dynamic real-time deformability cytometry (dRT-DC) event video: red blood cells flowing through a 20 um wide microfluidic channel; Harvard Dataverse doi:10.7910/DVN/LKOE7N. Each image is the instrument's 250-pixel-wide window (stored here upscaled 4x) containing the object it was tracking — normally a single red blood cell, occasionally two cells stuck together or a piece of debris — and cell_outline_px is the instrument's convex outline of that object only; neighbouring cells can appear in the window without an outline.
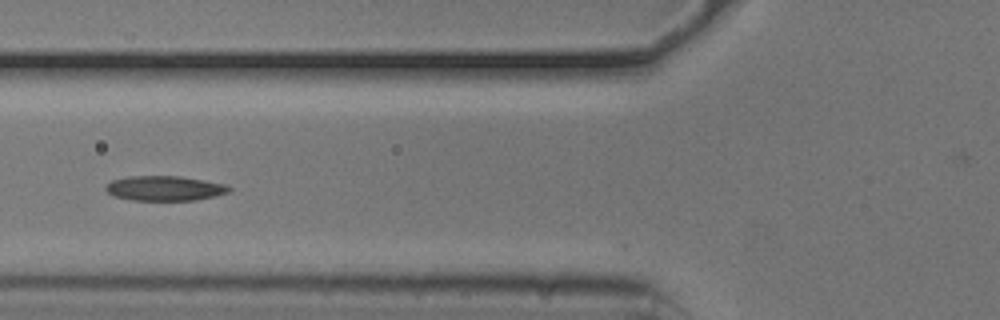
{"species": "common noctule bat (a hibernating species)", "species_latin": "Nyctalus noctula", "temperature_condition": "cold", "stored_images_in_passage": 31, "camera_frame_rate_fps": 3000, "um_per_image_px": 0.085, "animal": {"sex": "male", "body_mass_g": 20.5, "forearm_length_mm": 52.5}, "frame": {"image": 1, "passage_image": 2, "time_ms": 0.333, "image_size_px": [1000, 320], "cell_outline_px": [[232, 188], [228, 192], [216, 196], [196, 200], [132, 200], [112, 196], [104, 188], [112, 180], [128, 176], [180, 176], [204, 180], [224, 184]], "centroid_in_image_um": [13.99, 16.0], "position_along_channel_um": 111.8, "area_um2": 17.86}}
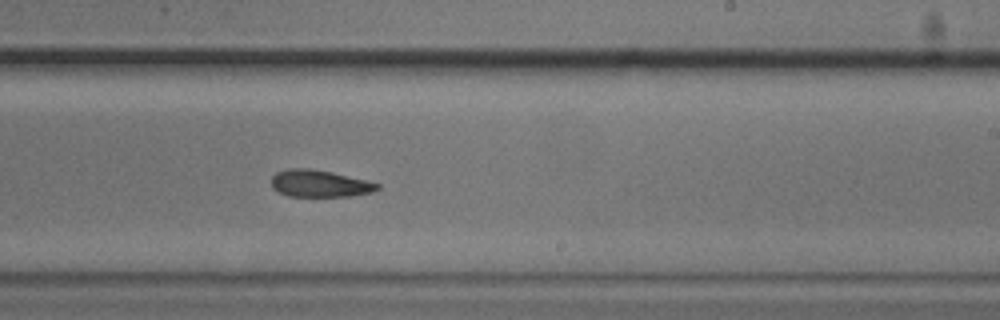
{"frame": {"image": 2, "passage_image": 14, "time_ms": 4.333, "image_size_px": [1000, 320], "cell_outline_px": [[380, 188], [372, 192], [352, 196], [288, 196], [272, 188], [272, 176], [276, 172], [288, 168], [308, 168], [332, 172], [380, 184]], "centroid_in_image_um": [27.15, 15.6], "position_along_channel_um": 261.9, "area_um2": 16.59}}
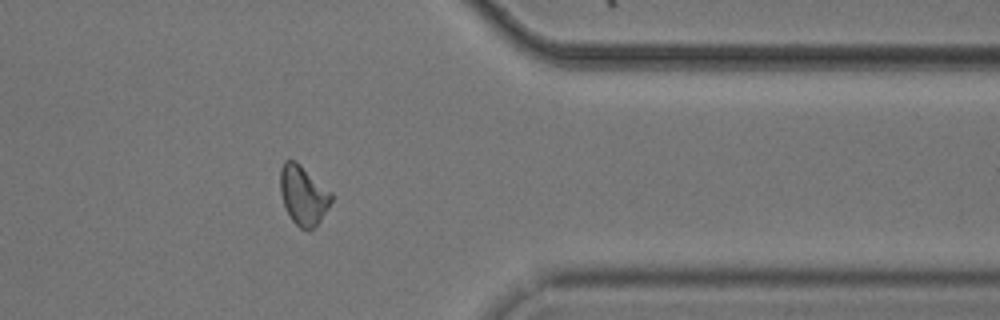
{"frame": {"image": 3, "passage_image": 25, "time_ms": 8.0, "image_size_px": [1000, 320], "cell_outline_px": [[332, 200], [328, 208], [320, 220], [308, 232], [300, 228], [292, 220], [284, 204], [280, 192], [280, 168], [284, 160], [296, 160], [332, 192]], "centroid_in_image_um": [25.78, 16.57], "position_along_channel_um": 385.6, "area_um2": 17.69}}